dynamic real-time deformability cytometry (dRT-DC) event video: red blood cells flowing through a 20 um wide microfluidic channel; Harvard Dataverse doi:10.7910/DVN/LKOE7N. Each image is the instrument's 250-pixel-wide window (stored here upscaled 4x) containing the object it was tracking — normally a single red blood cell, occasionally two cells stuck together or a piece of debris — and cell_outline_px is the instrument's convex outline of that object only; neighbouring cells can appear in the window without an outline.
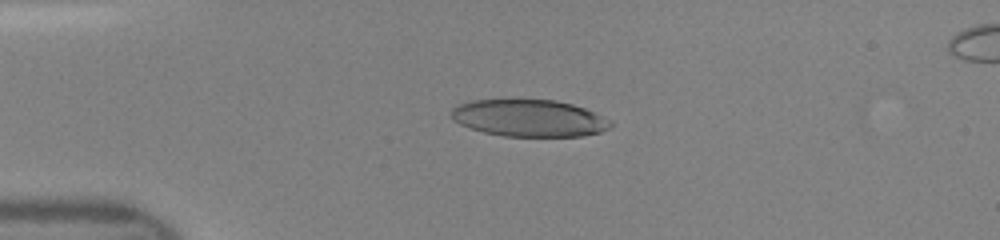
{"species": "human", "species_latin": "Homo sapiens", "temperature_condition": "room temperature", "stored_images_in_passage": 47, "camera_frame_rate_fps": 3000, "um_per_image_px": 0.085, "donor": {"sex": "female"}, "frame": {"image": 1, "passage_image": 11, "time_ms": 3.333, "image_size_px": [1000, 240], "cell_outline_px": [[612, 128], [600, 132], [584, 136], [504, 136], [484, 132], [460, 124], [452, 120], [452, 108], [460, 104], [472, 100], [556, 100], [572, 104], [584, 108], [612, 120]], "centroid_in_image_um": [45.02, 10.04], "position_along_channel_um": 40.0, "area_um2": 34.28}}
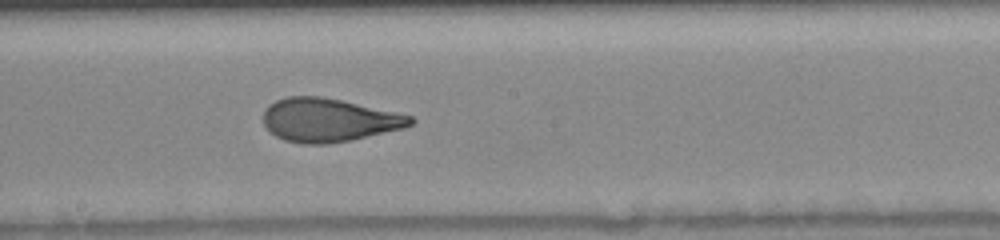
{"frame": {"image": 2, "passage_image": 26, "time_ms": 8.333, "image_size_px": [1000, 240], "cell_outline_px": [[416, 120], [412, 124], [404, 128], [348, 140], [328, 144], [300, 144], [284, 140], [268, 132], [264, 124], [264, 108], [268, 104], [276, 100], [288, 96], [320, 96], [340, 100], [396, 112], [412, 116]], "centroid_in_image_um": [27.9, 10.2], "position_along_channel_um": 220.3, "area_um2": 37.22}}
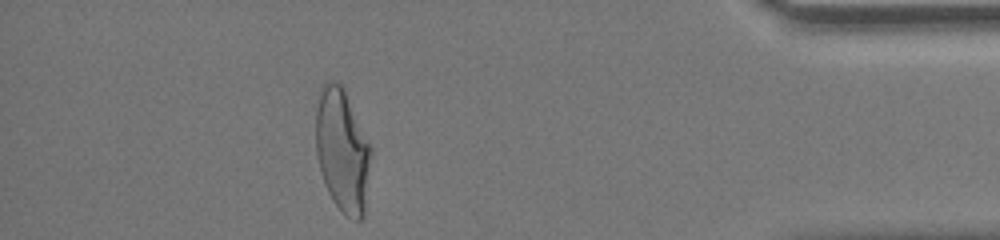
{"frame": {"image": 3, "passage_image": 42, "time_ms": 13.667, "image_size_px": [1000, 240], "cell_outline_px": [[372, 152], [364, 216], [360, 220], [352, 220], [344, 216], [332, 200], [324, 184], [316, 156], [316, 108], [320, 92], [324, 80], [336, 80], [344, 88], [372, 148]], "centroid_in_image_um": [29.1, 12.81], "position_along_channel_um": 406.1, "area_um2": 40.17}}